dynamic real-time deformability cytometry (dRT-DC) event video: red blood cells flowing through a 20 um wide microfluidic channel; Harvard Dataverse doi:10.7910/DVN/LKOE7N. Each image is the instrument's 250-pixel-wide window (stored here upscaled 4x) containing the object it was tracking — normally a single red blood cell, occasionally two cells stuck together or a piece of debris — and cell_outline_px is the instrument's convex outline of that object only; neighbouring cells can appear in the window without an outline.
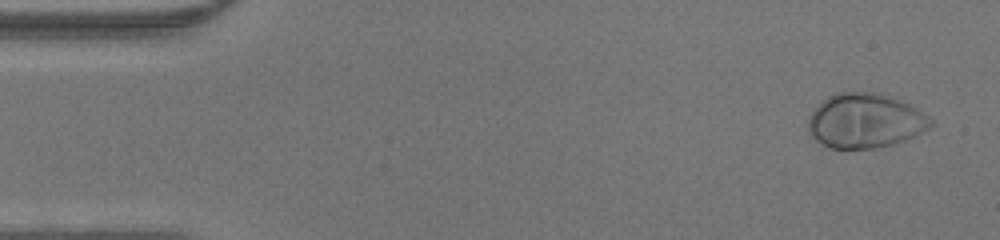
{"species": "human", "species_latin": "Homo sapiens", "temperature_condition": "warm", "stored_images_in_passage": 46, "camera_frame_rate_fps": 3000, "um_per_image_px": 0.085, "donor": {"sex": "male"}, "frame": {"image": 1, "passage_image": 2, "time_ms": 0.333, "image_size_px": [1000, 240], "cell_outline_px": [[932, 124], [928, 128], [904, 140], [892, 144], [876, 148], [832, 148], [816, 140], [812, 136], [808, 128], [808, 120], [812, 112], [828, 96], [836, 92], [876, 92], [908, 104], [916, 108], [928, 116], [932, 120]], "centroid_in_image_um": [73.51, 10.26], "position_along_channel_um": 11.5, "area_um2": 38.26}}
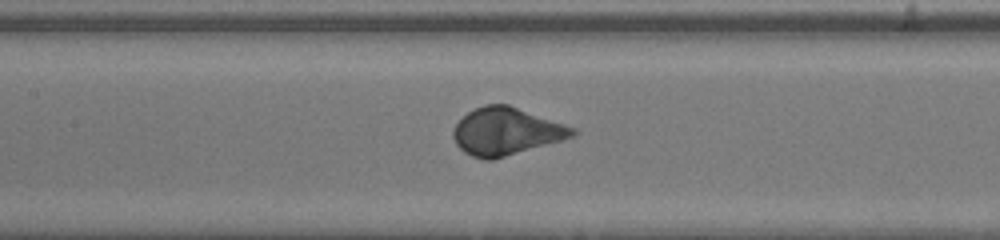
{"frame": {"image": 2, "passage_image": 21, "time_ms": 6.667, "image_size_px": [1000, 240], "cell_outline_px": [[580, 132], [576, 136], [564, 140], [492, 160], [484, 160], [472, 156], [464, 152], [456, 144], [452, 136], [452, 132], [456, 124], [468, 112], [484, 104], [508, 104], [576, 128]], "centroid_in_image_um": [43.06, 11.18], "position_along_channel_um": 164.3, "area_um2": 33.12}}
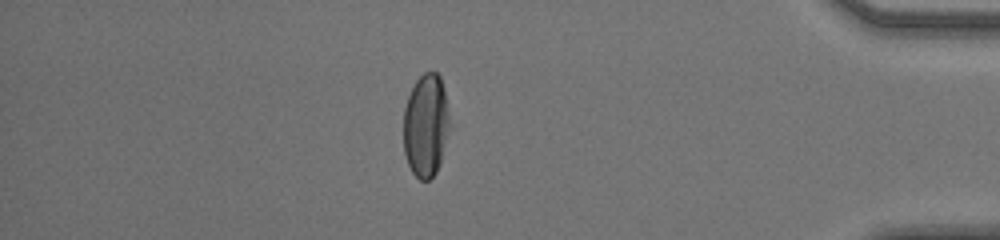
{"frame": {"image": 3, "passage_image": 40, "time_ms": 13.0, "image_size_px": [1000, 240], "cell_outline_px": [[448, 128], [440, 164], [436, 172], [428, 180], [420, 180], [412, 172], [408, 164], [404, 152], [404, 108], [408, 96], [416, 80], [424, 72], [436, 72], [440, 76], [444, 92], [448, 116]], "centroid_in_image_um": [36.17, 10.67], "position_along_channel_um": 399.0, "area_um2": 27.22}}